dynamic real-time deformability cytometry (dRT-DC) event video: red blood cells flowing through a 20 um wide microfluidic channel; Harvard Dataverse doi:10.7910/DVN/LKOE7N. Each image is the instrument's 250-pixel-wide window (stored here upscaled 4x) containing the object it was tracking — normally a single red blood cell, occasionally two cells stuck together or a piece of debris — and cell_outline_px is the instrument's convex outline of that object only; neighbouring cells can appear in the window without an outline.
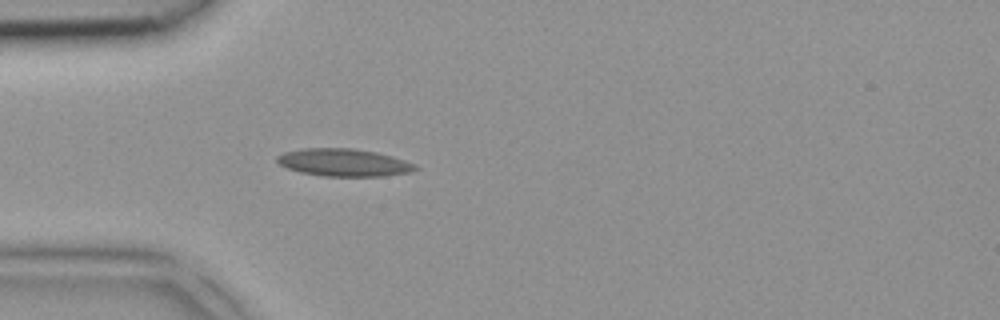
{"species": "common noctule bat (a hibernating species)", "species_latin": "Nyctalus noctula", "temperature_condition": "room temperature", "stored_images_in_passage": 3, "camera_frame_rate_fps": 3000, "um_per_image_px": 0.085, "animal": {"sex": "female", "body_mass_g": 18.4}, "frame": {"image": 1, "passage_image": 3, "time_ms": 0.667, "image_size_px": [1000, 320], "cell_outline_px": [[420, 168], [412, 172], [384, 176], [324, 176], [300, 172], [288, 168], [280, 164], [276, 160], [276, 156], [284, 152], [304, 148], [352, 148], [376, 152], [392, 156], [416, 164]], "centroid_in_image_um": [29.25, 13.81], "position_along_channel_um": 55.7, "area_um2": 22.25}}